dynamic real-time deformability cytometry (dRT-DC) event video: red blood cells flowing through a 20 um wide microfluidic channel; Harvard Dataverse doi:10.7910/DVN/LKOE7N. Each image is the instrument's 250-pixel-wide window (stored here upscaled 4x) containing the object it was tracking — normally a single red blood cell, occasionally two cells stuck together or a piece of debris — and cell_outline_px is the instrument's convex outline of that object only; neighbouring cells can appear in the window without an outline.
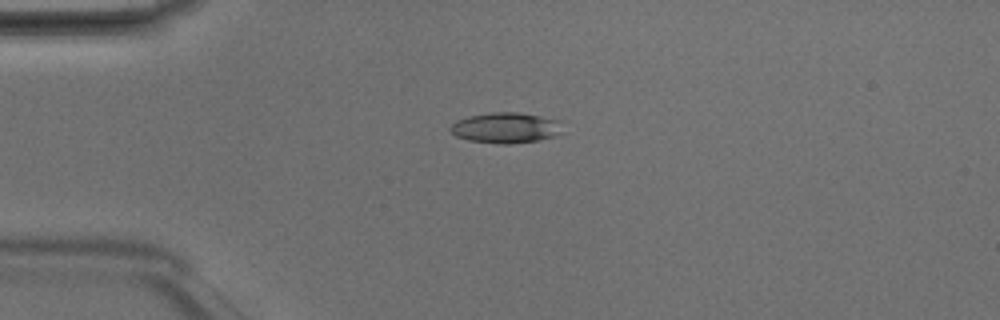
{"species": "Egyptian fruit bat (a non-hibernating species)", "species_latin": "Rousettus aegyptiacus", "temperature_condition": "room temperature", "stored_images_in_passage": 3, "camera_frame_rate_fps": 3000, "um_per_image_px": 0.085, "animal": {"sex": "male"}, "frame": {"image": 1, "passage_image": 1, "time_ms": 0.0, "image_size_px": [1000, 320], "cell_outline_px": [[564, 132], [556, 136], [536, 140], [508, 144], [500, 144], [468, 140], [456, 136], [448, 128], [456, 120], [468, 116], [492, 112], [520, 112], [560, 120]], "centroid_in_image_um": [43.01, 10.85], "position_along_channel_um": 42.0, "area_um2": 20.17}}